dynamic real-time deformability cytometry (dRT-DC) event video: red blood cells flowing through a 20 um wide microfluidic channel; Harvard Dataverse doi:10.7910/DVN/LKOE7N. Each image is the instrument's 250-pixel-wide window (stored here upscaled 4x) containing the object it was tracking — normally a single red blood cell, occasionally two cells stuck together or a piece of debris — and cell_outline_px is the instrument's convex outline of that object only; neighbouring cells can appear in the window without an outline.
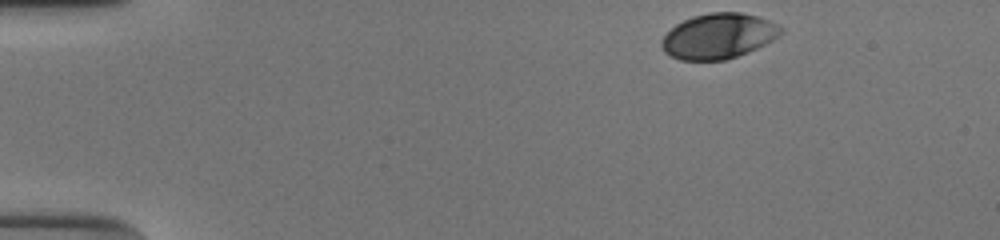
{"species": "human", "species_latin": "Homo sapiens", "temperature_condition": "cold", "stored_images_in_passage": 38, "camera_frame_rate_fps": 3000, "um_per_image_px": 0.085, "donor": {"sex": "male"}, "frame": {"image": 1, "passage_image": 1, "time_ms": 0.0, "image_size_px": [1000, 240], "cell_outline_px": [[784, 32], [780, 36], [756, 48], [736, 56], [724, 60], [680, 60], [664, 52], [660, 44], [660, 40], [676, 24], [692, 16], [708, 12], [740, 12], [756, 16], [768, 20], [784, 28]], "centroid_in_image_um": [61.06, 3.06], "position_along_channel_um": 23.9, "area_um2": 31.39}}
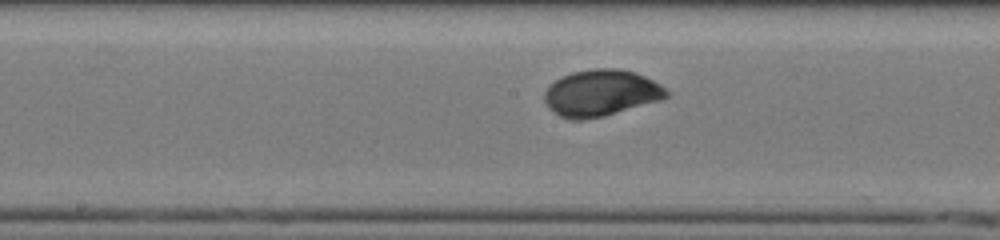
{"frame": {"image": 2, "passage_image": 22, "time_ms": 7.0, "image_size_px": [1000, 240], "cell_outline_px": [[668, 96], [660, 100], [604, 116], [580, 120], [572, 120], [560, 116], [548, 108], [544, 100], [544, 92], [548, 84], [572, 72], [592, 68], [616, 68], [632, 72], [644, 76], [660, 84], [668, 92]], "centroid_in_image_um": [51.04, 7.91], "position_along_channel_um": 197.2, "area_um2": 32.89}}
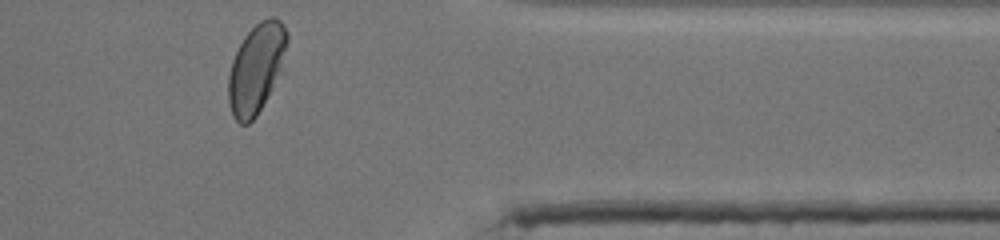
{"frame": {"image": 3, "passage_image": 38, "time_ms": 12.333, "image_size_px": [1000, 240], "cell_outline_px": [[288, 40], [280, 72], [256, 116], [248, 124], [240, 124], [232, 116], [228, 104], [228, 76], [232, 60], [244, 36], [260, 20], [268, 16], [272, 16], [280, 20], [284, 24], [288, 32]], "centroid_in_image_um": [21.77, 5.78], "position_along_channel_um": 389.6, "area_um2": 30.4}, "authors_computed_cell_mechanics": {"area_um2": 31.7611, "velocity_mm_per_s": 3.8567, "shape_relaxation_time_tau1_ms": 2.8576, "shape_relaxation_time_tau2_ms": null, "deformation_change_tau1": 0.1281, "deformation_change_tau2": null}}